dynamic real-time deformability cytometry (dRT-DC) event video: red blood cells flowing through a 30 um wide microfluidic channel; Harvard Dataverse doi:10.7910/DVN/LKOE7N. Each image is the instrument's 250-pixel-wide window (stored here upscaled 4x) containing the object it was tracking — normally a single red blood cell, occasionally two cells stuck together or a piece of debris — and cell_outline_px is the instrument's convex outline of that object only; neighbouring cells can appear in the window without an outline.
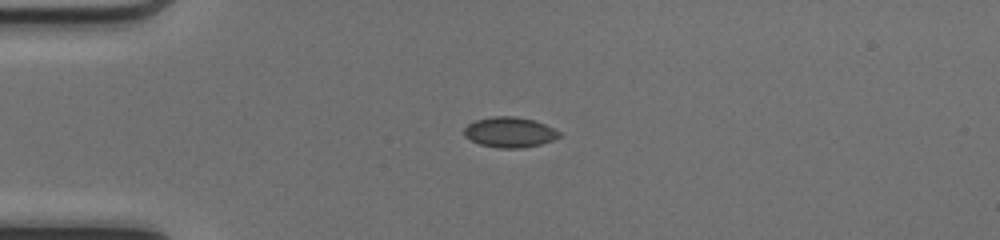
{"species": "common noctule bat (a hibernating species)", "species_latin": "Nyctalus noctula", "temperature_condition": "cold", "stored_images_in_passage": 38, "camera_frame_rate_fps": 3000, "um_per_image_px": 0.085, "animal": {"sex": "female", "body_mass_g": 17.0, "forearm_length_mm": 48.0}, "frame": {"image": 1, "passage_image": 1, "time_ms": 0.0, "image_size_px": [1000, 240], "cell_outline_px": [[560, 136], [552, 140], [540, 144], [520, 148], [500, 148], [480, 144], [464, 136], [464, 128], [468, 124], [476, 120], [492, 116], [512, 116], [532, 120], [544, 124], [560, 132]], "centroid_in_image_um": [43.29, 11.24], "position_along_channel_um": 41.7, "area_um2": 16.53}}
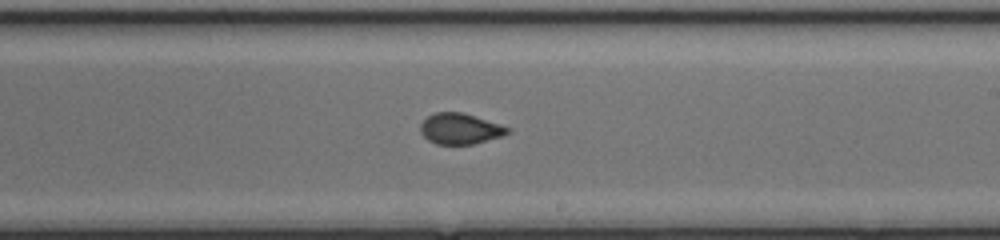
{"frame": {"image": 2, "passage_image": 18, "time_ms": 5.667, "image_size_px": [1000, 240], "cell_outline_px": [[512, 128], [504, 136], [472, 144], [436, 144], [428, 140], [420, 132], [420, 124], [428, 116], [436, 112], [460, 112], [500, 124]], "centroid_in_image_um": [39.11, 10.95], "position_along_channel_um": 249.9, "area_um2": 15.55}}
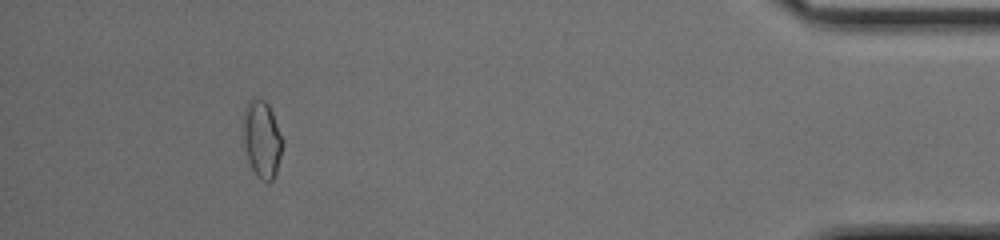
{"frame": {"image": 3, "passage_image": 34, "time_ms": 11.0, "image_size_px": [1000, 240], "cell_outline_px": [[284, 144], [276, 172], [272, 180], [260, 180], [256, 176], [248, 160], [244, 148], [244, 108], [248, 100], [252, 96], [264, 100], [268, 104], [272, 112], [284, 140]], "centroid_in_image_um": [22.27, 11.8], "position_along_channel_um": 412.9, "area_um2": 17.8}, "authors_computed_cell_mechanics": {"area_um2": 16.2996, "velocity_mm_per_s": 4.1948, "shape_relaxation_time_tau1_ms": null, "shape_relaxation_time_tau2_ms": 1.5845, "deformation_change_tau1": null, "deformation_change_tau2": 0.0527}}